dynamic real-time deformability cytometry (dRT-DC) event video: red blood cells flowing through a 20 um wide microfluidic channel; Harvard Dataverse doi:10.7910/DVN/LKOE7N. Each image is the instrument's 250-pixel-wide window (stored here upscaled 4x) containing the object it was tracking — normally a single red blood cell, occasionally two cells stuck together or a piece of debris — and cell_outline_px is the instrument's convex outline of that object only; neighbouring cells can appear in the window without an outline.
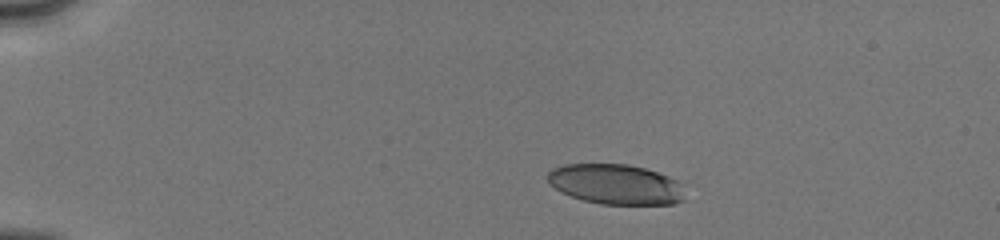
{"species": "human", "species_latin": "Homo sapiens", "temperature_condition": "cold", "stored_images_in_passage": 29, "camera_frame_rate_fps": 3000, "um_per_image_px": 0.085, "donor": {"sex": "male"}, "frame": {"image": 1, "passage_image": 3, "time_ms": 1.667, "image_size_px": [1000, 240], "cell_outline_px": [[684, 200], [672, 204], [600, 204], [584, 200], [572, 196], [556, 188], [548, 180], [548, 172], [552, 168], [564, 164], [628, 164], [644, 168], [668, 176], [684, 184]], "centroid_in_image_um": [52.38, 15.66], "position_along_channel_um": 32.6, "area_um2": 32.02}}
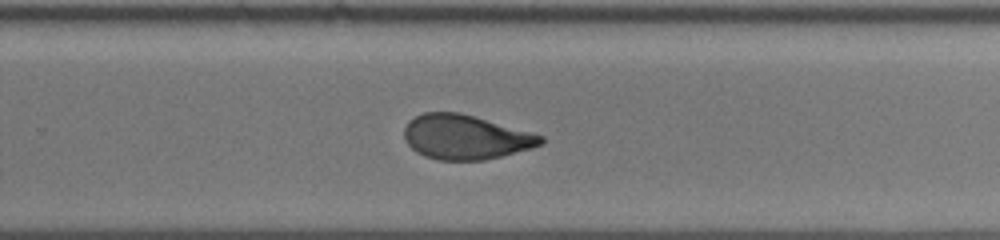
{"frame": {"image": 2, "passage_image": 16, "time_ms": 10.0, "image_size_px": [1000, 240], "cell_outline_px": [[544, 144], [532, 148], [484, 160], [440, 160], [424, 156], [416, 152], [404, 140], [404, 128], [408, 120], [424, 112], [460, 112], [532, 132], [544, 136]], "centroid_in_image_um": [39.56, 11.65], "position_along_channel_um": 290.2, "area_um2": 35.55}}
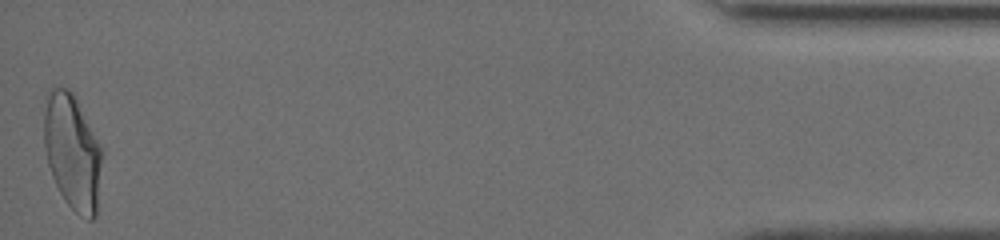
{"frame": {"image": 3, "passage_image": 29, "time_ms": 15.333, "image_size_px": [1000, 240], "cell_outline_px": [[104, 148], [96, 216], [92, 220], [88, 220], [80, 216], [64, 200], [52, 176], [48, 164], [44, 148], [44, 112], [48, 88], [52, 84], [68, 88], [72, 92]], "centroid_in_image_um": [6.17, 12.88], "position_along_channel_um": 429.0, "area_um2": 39.88}, "authors_computed_cell_mechanics": {"area_um2": 35.8938, "velocity_mm_per_s": 4.0437, "shape_relaxation_time_tau1_ms": 4.3855, "shape_relaxation_time_tau2_ms": 1.2994, "deformation_change_tau1": 0.1688, "deformation_change_tau2": 0.072}}